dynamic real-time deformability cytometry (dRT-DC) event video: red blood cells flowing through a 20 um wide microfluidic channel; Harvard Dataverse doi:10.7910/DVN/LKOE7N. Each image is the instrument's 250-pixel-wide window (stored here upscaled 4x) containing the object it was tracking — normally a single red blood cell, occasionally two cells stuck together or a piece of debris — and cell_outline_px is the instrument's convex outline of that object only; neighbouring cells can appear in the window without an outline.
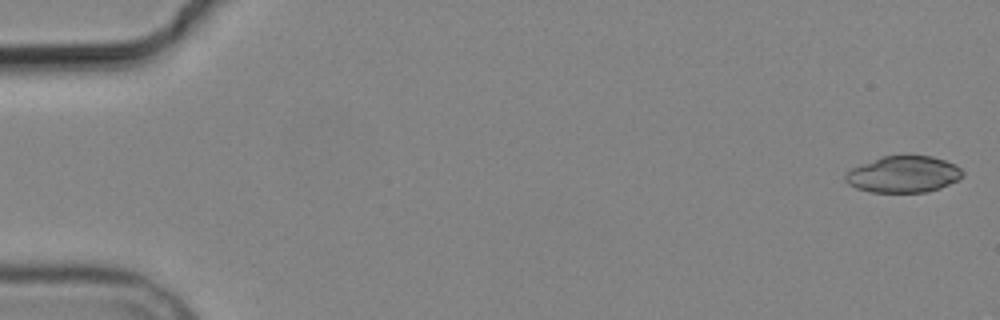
{"species": "common noctule bat (a hibernating species)", "species_latin": "Nyctalus noctula", "temperature_condition": "cold", "stored_images_in_passage": 4, "camera_frame_rate_fps": 3000, "um_per_image_px": 0.085, "animal": {"sex": "male", "body_mass_g": 19.2, "forearm_length_mm": 51.8}, "frame": {"image": 1, "passage_image": 1, "time_ms": 0.0, "image_size_px": [1000, 320], "cell_outline_px": [[964, 176], [940, 188], [924, 192], [872, 192], [856, 188], [848, 184], [844, 180], [844, 176], [852, 168], [880, 156], [932, 156], [956, 164], [964, 172]], "centroid_in_image_um": [76.79, 14.81], "position_along_channel_um": 8.2, "area_um2": 24.85}}